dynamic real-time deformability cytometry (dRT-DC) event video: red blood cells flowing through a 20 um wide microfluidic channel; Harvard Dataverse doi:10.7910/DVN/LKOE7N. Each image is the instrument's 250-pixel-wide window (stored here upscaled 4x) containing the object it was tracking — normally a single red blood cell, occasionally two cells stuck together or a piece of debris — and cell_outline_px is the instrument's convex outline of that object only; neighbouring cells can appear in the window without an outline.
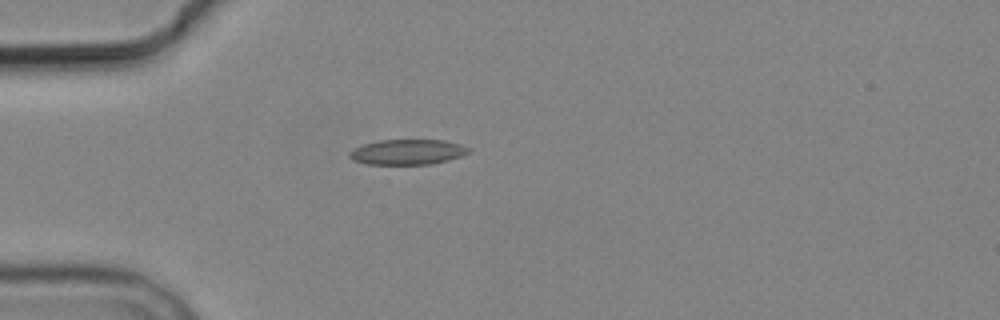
{"species": "common noctule bat (a hibernating species)", "species_latin": "Nyctalus noctula", "temperature_condition": "cold", "stored_images_in_passage": 2, "camera_frame_rate_fps": 3000, "um_per_image_px": 0.085, "animal": {"sex": "male", "body_mass_g": 19.2, "forearm_length_mm": 51.8}, "frame": {"image": 1, "passage_image": 1, "time_ms": 0.0, "image_size_px": [1000, 320], "cell_outline_px": [[468, 152], [460, 156], [448, 160], [432, 164], [368, 164], [352, 160], [348, 156], [348, 152], [364, 144], [380, 140], [444, 140], [460, 144], [468, 148]], "centroid_in_image_um": [34.61, 12.92], "position_along_channel_um": 50.4, "area_um2": 17.34}}